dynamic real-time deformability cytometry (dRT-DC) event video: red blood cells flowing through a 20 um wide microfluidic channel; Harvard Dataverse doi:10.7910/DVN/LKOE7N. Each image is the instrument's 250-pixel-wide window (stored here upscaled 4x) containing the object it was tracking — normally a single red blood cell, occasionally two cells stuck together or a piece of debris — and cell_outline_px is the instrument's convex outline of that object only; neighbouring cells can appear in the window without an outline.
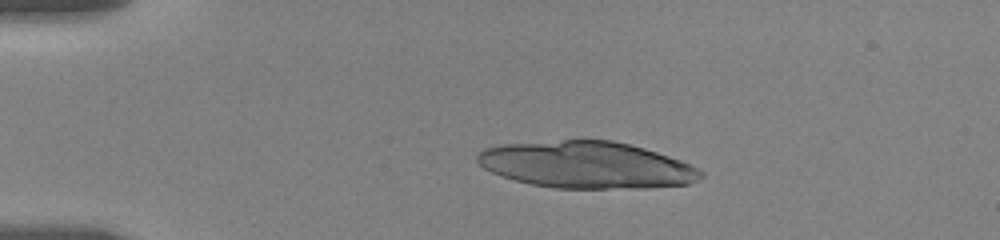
{"species": "human", "species_latin": "Homo sapiens", "temperature_condition": "room temperature", "stored_images_in_passage": 21, "camera_frame_rate_fps": 3000, "um_per_image_px": 0.085, "donor": {"sex": "female"}, "frame": {"image": 1, "passage_image": 4, "time_ms": 2.667, "image_size_px": [1000, 240], "cell_outline_px": [[704, 176], [688, 184], [648, 188], [556, 188], [532, 184], [500, 176], [484, 168], [476, 160], [476, 152], [484, 148], [504, 144], [564, 140], [612, 140], [644, 148], [680, 160], [704, 172]], "centroid_in_image_um": [49.84, 14.02], "position_along_channel_um": 35.2, "area_um2": 60.75}}
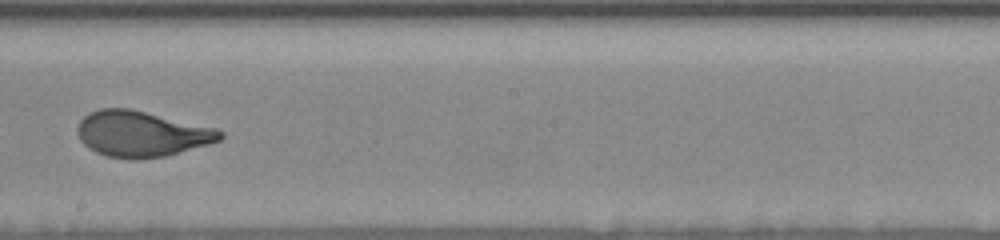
{"frame": {"image": 2, "passage_image": 12, "time_ms": 10.0, "image_size_px": [1000, 240], "cell_outline_px": [[224, 136], [220, 140], [208, 144], [164, 156], [104, 156], [88, 148], [80, 140], [76, 132], [76, 128], [80, 120], [88, 112], [100, 108], [132, 108], [216, 128], [224, 132]], "centroid_in_image_um": [12.0, 11.32], "position_along_channel_um": 236.2, "area_um2": 37.51}, "authors_computed_cell_mechanics": {"area_um2": 37.5122, "velocity_mm_per_s": 3.5631, "shape_relaxation_time_tau1_ms": 8.1827, "shape_relaxation_time_tau2_ms": 0.9299, "deformation_change_tau1": 0.2486, "deformation_change_tau2": 0.0606}}